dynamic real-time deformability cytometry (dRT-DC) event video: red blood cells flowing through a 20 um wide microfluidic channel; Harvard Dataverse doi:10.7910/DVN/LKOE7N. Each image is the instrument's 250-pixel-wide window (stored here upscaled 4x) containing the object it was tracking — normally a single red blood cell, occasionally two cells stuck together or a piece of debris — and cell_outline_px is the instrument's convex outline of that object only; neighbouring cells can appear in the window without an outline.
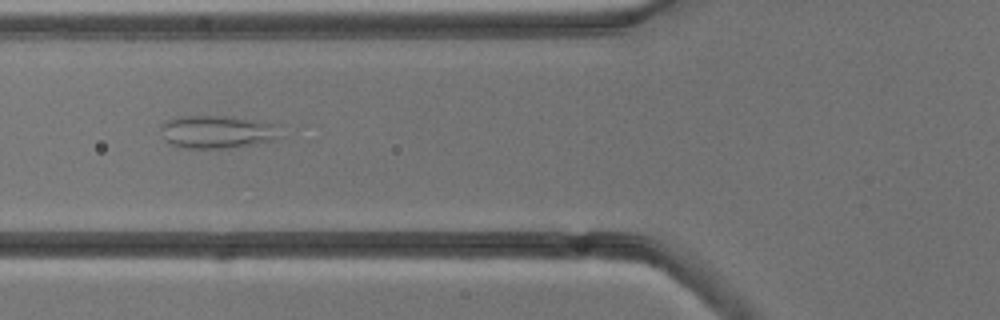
{"species": "common noctule bat (a hibernating species)", "species_latin": "Nyctalus noctula", "temperature_condition": "cold", "stored_images_in_passage": 5, "camera_frame_rate_fps": 3000, "um_per_image_px": 0.085, "animal": {"sex": "male", "body_mass_g": 13.3}, "frame": {"image": 1, "passage_image": 3, "time_ms": 3.0, "image_size_px": [1000, 320], "cell_outline_px": [[272, 136], [268, 140], [252, 144], [228, 148], [176, 148], [168, 140], [160, 128], [164, 120], [180, 116], [220, 116], [248, 120], [272, 124]], "centroid_in_image_um": [18.22, 11.21], "position_along_channel_um": 107.6, "area_um2": 21.62}}